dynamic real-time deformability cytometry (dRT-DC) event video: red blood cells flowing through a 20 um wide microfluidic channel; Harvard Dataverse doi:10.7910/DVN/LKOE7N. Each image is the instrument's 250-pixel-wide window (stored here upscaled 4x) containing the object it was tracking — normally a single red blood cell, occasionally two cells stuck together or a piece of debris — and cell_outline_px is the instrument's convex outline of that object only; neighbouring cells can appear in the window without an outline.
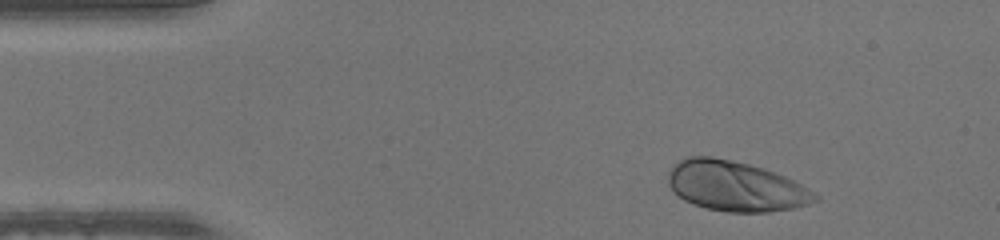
{"species": "human", "species_latin": "Homo sapiens", "temperature_condition": "warm", "stored_images_in_passage": 44, "camera_frame_rate_fps": 3000, "um_per_image_px": 0.085, "donor": {"sex": "male"}, "frame": {"image": 1, "passage_image": 1, "time_ms": 0.0, "image_size_px": [1000, 240], "cell_outline_px": [[820, 200], [808, 204], [792, 208], [768, 212], [728, 212], [708, 208], [684, 200], [668, 184], [668, 172], [680, 160], [688, 156], [712, 156], [732, 160], [764, 168], [784, 176], [800, 184], [820, 196]], "centroid_in_image_um": [62.54, 15.82], "position_along_channel_um": 22.5, "area_um2": 42.48}}
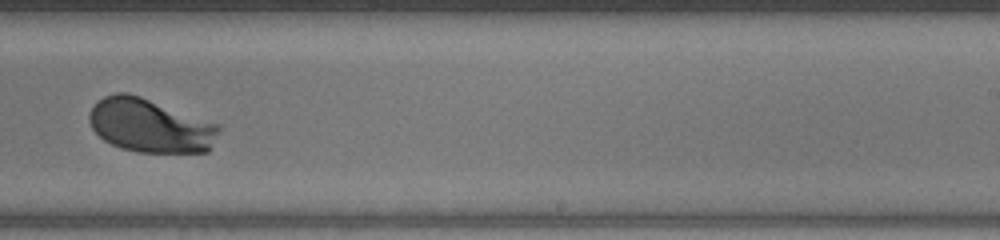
{"frame": {"image": 2, "passage_image": 25, "time_ms": 8.0, "image_size_px": [1000, 240], "cell_outline_px": [[220, 128], [208, 152], [136, 152], [120, 148], [104, 140], [92, 128], [88, 120], [88, 112], [104, 96], [116, 92], [128, 92], [140, 96], [220, 124]], "centroid_in_image_um": [12.75, 10.67], "position_along_channel_um": 276.2, "area_um2": 40.52}}
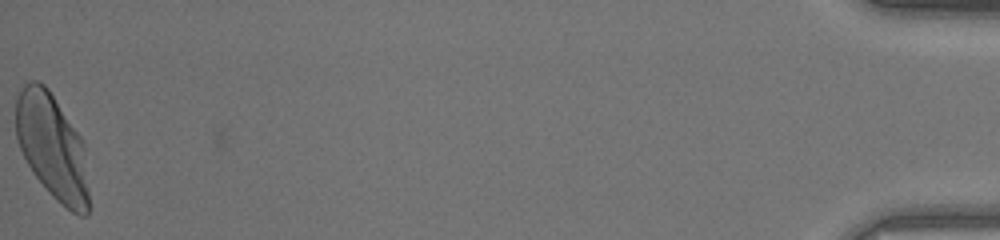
{"frame": {"image": 3, "passage_image": 44, "time_ms": 14.333, "image_size_px": [1000, 240], "cell_outline_px": [[88, 212], [84, 216], [80, 216], [72, 212], [56, 200], [52, 196], [32, 172], [20, 148], [16, 136], [16, 100], [24, 84], [32, 80], [36, 80], [44, 84], [48, 88], [80, 136], [84, 144], [88, 188]], "centroid_in_image_um": [4.44, 12.48], "position_along_channel_um": 430.8, "area_um2": 44.56}}